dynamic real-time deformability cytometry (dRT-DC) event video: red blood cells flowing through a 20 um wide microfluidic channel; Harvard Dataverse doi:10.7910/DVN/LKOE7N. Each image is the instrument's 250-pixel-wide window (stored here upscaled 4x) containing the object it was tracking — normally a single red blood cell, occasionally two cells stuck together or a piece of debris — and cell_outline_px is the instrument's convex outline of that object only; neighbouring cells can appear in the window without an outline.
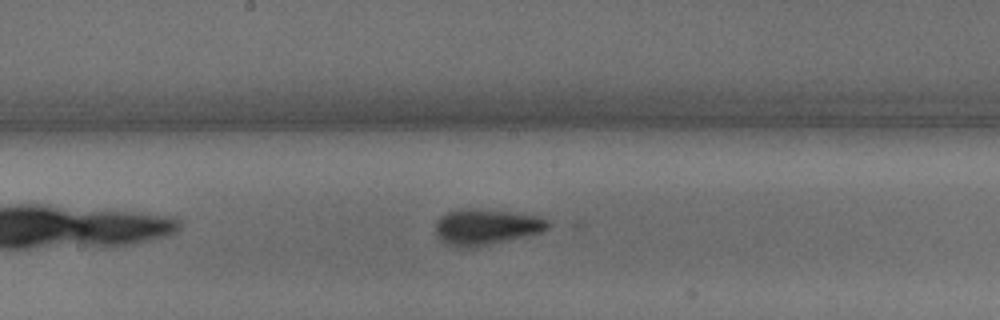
{"species": "common noctule bat (a hibernating species)", "species_latin": "Nyctalus noctula", "temperature_condition": "warm", "stored_images_in_passage": 27, "camera_frame_rate_fps": 3000, "um_per_image_px": 0.085, "animal": {"sex": "male", "body_mass_g": 15.6}, "frame": {"image": 1, "passage_image": 10, "time_ms": 3.0, "image_size_px": [1000, 320], "cell_outline_px": [[548, 228], [544, 232], [476, 248], [452, 248], [444, 244], [436, 236], [436, 220], [440, 216], [448, 212], [464, 208], [480, 208], [540, 216], [548, 220]], "centroid_in_image_um": [41.29, 19.31], "position_along_channel_um": 206.9, "area_um2": 24.16}}